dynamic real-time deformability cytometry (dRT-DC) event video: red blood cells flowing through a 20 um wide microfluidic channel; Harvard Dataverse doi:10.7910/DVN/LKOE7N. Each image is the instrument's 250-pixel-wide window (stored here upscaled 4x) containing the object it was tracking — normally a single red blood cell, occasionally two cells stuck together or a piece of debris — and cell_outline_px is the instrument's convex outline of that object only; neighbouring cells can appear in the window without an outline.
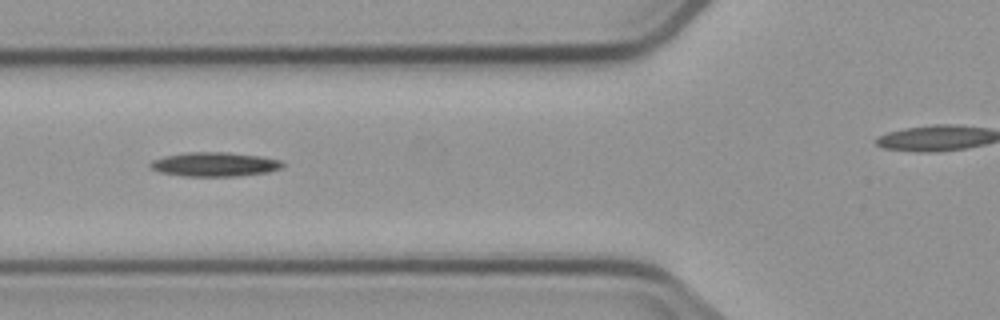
{"species": "common noctule bat (a hibernating species)", "species_latin": "Nyctalus noctula", "temperature_condition": "cold", "stored_images_in_passage": 10, "camera_frame_rate_fps": 3000, "um_per_image_px": 0.085, "animal": {"sex": "male", "body_mass_g": 23.1, "forearm_length_mm": 52.7}, "frame": {"image": 1, "passage_image": 5, "time_ms": 4.667, "image_size_px": [1000, 320], "cell_outline_px": [[284, 168], [268, 172], [240, 176], [184, 176], [160, 172], [152, 168], [148, 164], [152, 160], [164, 156], [188, 152], [224, 152], [260, 156], [280, 160], [284, 164]], "centroid_in_image_um": [18.26, 13.97], "position_along_channel_um": 107.5, "area_um2": 18.67}}
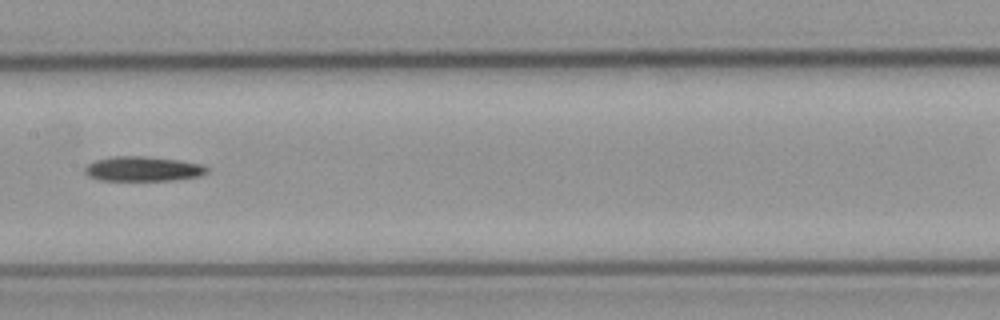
{"frame": {"image": 2, "passage_image": 7, "time_ms": 7.0, "image_size_px": [1000, 320], "cell_outline_px": [[208, 172], [200, 176], [172, 180], [100, 180], [88, 176], [84, 172], [84, 168], [88, 164], [96, 160], [112, 156], [144, 156], [180, 160], [200, 164], [208, 168]], "centroid_in_image_um": [12.14, 14.35], "position_along_channel_um": 195.3, "area_um2": 17.57}}
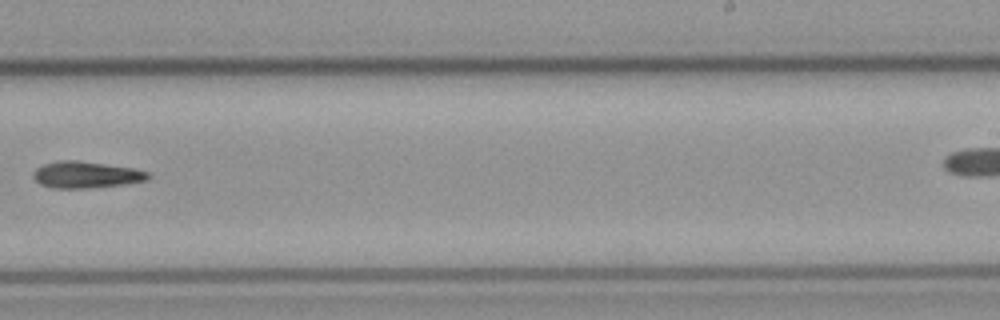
{"frame": {"image": 3, "passage_image": 9, "time_ms": 9.333, "image_size_px": [1000, 320], "cell_outline_px": [[152, 176], [148, 180], [124, 184], [92, 188], [52, 188], [40, 184], [32, 176], [32, 172], [36, 168], [44, 164], [56, 160], [76, 160], [136, 168], [148, 172]], "centroid_in_image_um": [7.32, 14.85], "position_along_channel_um": 281.7, "area_um2": 18.03}}